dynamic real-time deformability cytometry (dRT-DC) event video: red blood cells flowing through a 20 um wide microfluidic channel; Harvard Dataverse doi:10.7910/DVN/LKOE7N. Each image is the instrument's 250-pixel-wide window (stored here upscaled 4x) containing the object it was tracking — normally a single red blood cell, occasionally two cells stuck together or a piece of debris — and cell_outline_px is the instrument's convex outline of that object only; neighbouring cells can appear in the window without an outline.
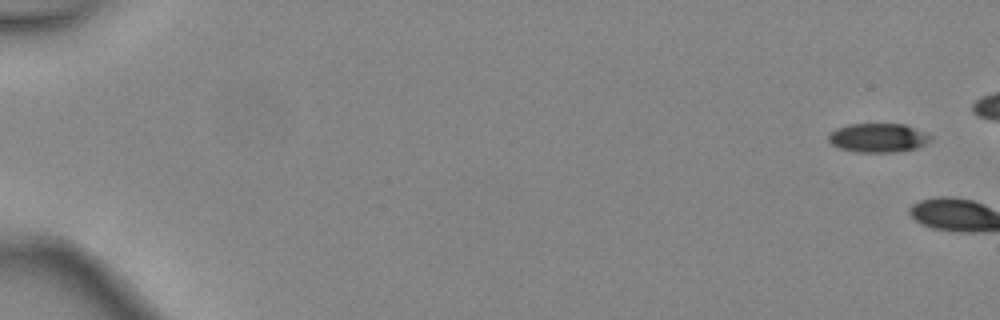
{"species": "common noctule bat (a hibernating species)", "species_latin": "Nyctalus noctula", "temperature_condition": "warm", "stored_images_in_passage": 9, "camera_frame_rate_fps": 3000, "um_per_image_px": 0.085, "animal": {"sex": "female", "body_mass_g": 24.6, "forearm_length_mm": 56.2}, "frame": {"image": 1, "passage_image": 1, "time_ms": 0.0, "image_size_px": [1000, 320], "cell_outline_px": [[932, 140], [916, 148], [896, 152], [856, 152], [840, 148], [832, 144], [828, 140], [828, 136], [836, 128], [848, 124], [904, 124], [924, 132], [932, 136]], "centroid_in_image_um": [74.64, 11.71], "position_along_channel_um": 10.4, "area_um2": 17.17}}